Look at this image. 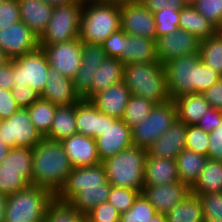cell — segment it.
<instances>
[{
  "instance_id": "obj_52",
  "label": "cell",
  "mask_w": 222,
  "mask_h": 222,
  "mask_svg": "<svg viewBox=\"0 0 222 222\" xmlns=\"http://www.w3.org/2000/svg\"><path fill=\"white\" fill-rule=\"evenodd\" d=\"M20 109L10 90L0 89V120H5Z\"/></svg>"
},
{
  "instance_id": "obj_40",
  "label": "cell",
  "mask_w": 222,
  "mask_h": 222,
  "mask_svg": "<svg viewBox=\"0 0 222 222\" xmlns=\"http://www.w3.org/2000/svg\"><path fill=\"white\" fill-rule=\"evenodd\" d=\"M180 10L165 8L154 13L156 39L170 34L179 28Z\"/></svg>"
},
{
  "instance_id": "obj_11",
  "label": "cell",
  "mask_w": 222,
  "mask_h": 222,
  "mask_svg": "<svg viewBox=\"0 0 222 222\" xmlns=\"http://www.w3.org/2000/svg\"><path fill=\"white\" fill-rule=\"evenodd\" d=\"M44 137L33 124L27 108H20L5 120H0V139L10 148H33Z\"/></svg>"
},
{
  "instance_id": "obj_48",
  "label": "cell",
  "mask_w": 222,
  "mask_h": 222,
  "mask_svg": "<svg viewBox=\"0 0 222 222\" xmlns=\"http://www.w3.org/2000/svg\"><path fill=\"white\" fill-rule=\"evenodd\" d=\"M20 20L18 0H4L0 6V30Z\"/></svg>"
},
{
  "instance_id": "obj_60",
  "label": "cell",
  "mask_w": 222,
  "mask_h": 222,
  "mask_svg": "<svg viewBox=\"0 0 222 222\" xmlns=\"http://www.w3.org/2000/svg\"><path fill=\"white\" fill-rule=\"evenodd\" d=\"M149 222H168V221L166 215L157 213Z\"/></svg>"
},
{
  "instance_id": "obj_18",
  "label": "cell",
  "mask_w": 222,
  "mask_h": 222,
  "mask_svg": "<svg viewBox=\"0 0 222 222\" xmlns=\"http://www.w3.org/2000/svg\"><path fill=\"white\" fill-rule=\"evenodd\" d=\"M142 193L157 213L166 215L189 196L191 189L179 181L165 185L144 186Z\"/></svg>"
},
{
  "instance_id": "obj_63",
  "label": "cell",
  "mask_w": 222,
  "mask_h": 222,
  "mask_svg": "<svg viewBox=\"0 0 222 222\" xmlns=\"http://www.w3.org/2000/svg\"><path fill=\"white\" fill-rule=\"evenodd\" d=\"M185 6H194L197 0H182Z\"/></svg>"
},
{
  "instance_id": "obj_47",
  "label": "cell",
  "mask_w": 222,
  "mask_h": 222,
  "mask_svg": "<svg viewBox=\"0 0 222 222\" xmlns=\"http://www.w3.org/2000/svg\"><path fill=\"white\" fill-rule=\"evenodd\" d=\"M107 57L118 58L124 63V31L119 29L101 43Z\"/></svg>"
},
{
  "instance_id": "obj_56",
  "label": "cell",
  "mask_w": 222,
  "mask_h": 222,
  "mask_svg": "<svg viewBox=\"0 0 222 222\" xmlns=\"http://www.w3.org/2000/svg\"><path fill=\"white\" fill-rule=\"evenodd\" d=\"M12 79V59H10L0 66V89L11 90L13 88Z\"/></svg>"
},
{
  "instance_id": "obj_25",
  "label": "cell",
  "mask_w": 222,
  "mask_h": 222,
  "mask_svg": "<svg viewBox=\"0 0 222 222\" xmlns=\"http://www.w3.org/2000/svg\"><path fill=\"white\" fill-rule=\"evenodd\" d=\"M179 181L180 178L174 159L146 156L144 186L165 185Z\"/></svg>"
},
{
  "instance_id": "obj_1",
  "label": "cell",
  "mask_w": 222,
  "mask_h": 222,
  "mask_svg": "<svg viewBox=\"0 0 222 222\" xmlns=\"http://www.w3.org/2000/svg\"><path fill=\"white\" fill-rule=\"evenodd\" d=\"M111 185L102 163L73 167L56 197L69 202L74 209L86 215L101 203L107 202Z\"/></svg>"
},
{
  "instance_id": "obj_10",
  "label": "cell",
  "mask_w": 222,
  "mask_h": 222,
  "mask_svg": "<svg viewBox=\"0 0 222 222\" xmlns=\"http://www.w3.org/2000/svg\"><path fill=\"white\" fill-rule=\"evenodd\" d=\"M176 119V107L173 100L155 104L147 118L132 128L133 146L147 149L169 129Z\"/></svg>"
},
{
  "instance_id": "obj_43",
  "label": "cell",
  "mask_w": 222,
  "mask_h": 222,
  "mask_svg": "<svg viewBox=\"0 0 222 222\" xmlns=\"http://www.w3.org/2000/svg\"><path fill=\"white\" fill-rule=\"evenodd\" d=\"M140 193V191L131 188L111 186L107 202L111 203L122 214L133 206Z\"/></svg>"
},
{
  "instance_id": "obj_51",
  "label": "cell",
  "mask_w": 222,
  "mask_h": 222,
  "mask_svg": "<svg viewBox=\"0 0 222 222\" xmlns=\"http://www.w3.org/2000/svg\"><path fill=\"white\" fill-rule=\"evenodd\" d=\"M208 158L222 161V121L209 134Z\"/></svg>"
},
{
  "instance_id": "obj_41",
  "label": "cell",
  "mask_w": 222,
  "mask_h": 222,
  "mask_svg": "<svg viewBox=\"0 0 222 222\" xmlns=\"http://www.w3.org/2000/svg\"><path fill=\"white\" fill-rule=\"evenodd\" d=\"M185 149L208 156L209 133L197 125L186 126Z\"/></svg>"
},
{
  "instance_id": "obj_5",
  "label": "cell",
  "mask_w": 222,
  "mask_h": 222,
  "mask_svg": "<svg viewBox=\"0 0 222 222\" xmlns=\"http://www.w3.org/2000/svg\"><path fill=\"white\" fill-rule=\"evenodd\" d=\"M146 149L131 146L115 156L106 158L104 166L111 186L131 188L143 192Z\"/></svg>"
},
{
  "instance_id": "obj_13",
  "label": "cell",
  "mask_w": 222,
  "mask_h": 222,
  "mask_svg": "<svg viewBox=\"0 0 222 222\" xmlns=\"http://www.w3.org/2000/svg\"><path fill=\"white\" fill-rule=\"evenodd\" d=\"M97 153L101 162L133 146L132 129L122 119L106 114V128L95 138Z\"/></svg>"
},
{
  "instance_id": "obj_35",
  "label": "cell",
  "mask_w": 222,
  "mask_h": 222,
  "mask_svg": "<svg viewBox=\"0 0 222 222\" xmlns=\"http://www.w3.org/2000/svg\"><path fill=\"white\" fill-rule=\"evenodd\" d=\"M199 54L201 60L222 77V33L217 31L201 40Z\"/></svg>"
},
{
  "instance_id": "obj_17",
  "label": "cell",
  "mask_w": 222,
  "mask_h": 222,
  "mask_svg": "<svg viewBox=\"0 0 222 222\" xmlns=\"http://www.w3.org/2000/svg\"><path fill=\"white\" fill-rule=\"evenodd\" d=\"M107 58L101 44L83 43L82 63L78 73L72 78L75 93L80 99H91V81L95 70Z\"/></svg>"
},
{
  "instance_id": "obj_22",
  "label": "cell",
  "mask_w": 222,
  "mask_h": 222,
  "mask_svg": "<svg viewBox=\"0 0 222 222\" xmlns=\"http://www.w3.org/2000/svg\"><path fill=\"white\" fill-rule=\"evenodd\" d=\"M130 97L131 92L122 80L114 83L108 89L98 92L90 99V101L102 113L122 119Z\"/></svg>"
},
{
  "instance_id": "obj_57",
  "label": "cell",
  "mask_w": 222,
  "mask_h": 222,
  "mask_svg": "<svg viewBox=\"0 0 222 222\" xmlns=\"http://www.w3.org/2000/svg\"><path fill=\"white\" fill-rule=\"evenodd\" d=\"M7 195L0 193V222H4Z\"/></svg>"
},
{
  "instance_id": "obj_7",
  "label": "cell",
  "mask_w": 222,
  "mask_h": 222,
  "mask_svg": "<svg viewBox=\"0 0 222 222\" xmlns=\"http://www.w3.org/2000/svg\"><path fill=\"white\" fill-rule=\"evenodd\" d=\"M200 59V54L196 53L171 59L164 64L170 100L191 93H199Z\"/></svg>"
},
{
  "instance_id": "obj_32",
  "label": "cell",
  "mask_w": 222,
  "mask_h": 222,
  "mask_svg": "<svg viewBox=\"0 0 222 222\" xmlns=\"http://www.w3.org/2000/svg\"><path fill=\"white\" fill-rule=\"evenodd\" d=\"M214 192H222V161L209 158L191 193L198 196Z\"/></svg>"
},
{
  "instance_id": "obj_29",
  "label": "cell",
  "mask_w": 222,
  "mask_h": 222,
  "mask_svg": "<svg viewBox=\"0 0 222 222\" xmlns=\"http://www.w3.org/2000/svg\"><path fill=\"white\" fill-rule=\"evenodd\" d=\"M208 156L198 154L194 151L184 149L175 158L180 182L190 189L195 185L197 179L205 167Z\"/></svg>"
},
{
  "instance_id": "obj_6",
  "label": "cell",
  "mask_w": 222,
  "mask_h": 222,
  "mask_svg": "<svg viewBox=\"0 0 222 222\" xmlns=\"http://www.w3.org/2000/svg\"><path fill=\"white\" fill-rule=\"evenodd\" d=\"M54 195L46 189L28 186L7 196L4 222H44L47 206Z\"/></svg>"
},
{
  "instance_id": "obj_24",
  "label": "cell",
  "mask_w": 222,
  "mask_h": 222,
  "mask_svg": "<svg viewBox=\"0 0 222 222\" xmlns=\"http://www.w3.org/2000/svg\"><path fill=\"white\" fill-rule=\"evenodd\" d=\"M20 18L38 37L45 31L54 6L43 0H18Z\"/></svg>"
},
{
  "instance_id": "obj_45",
  "label": "cell",
  "mask_w": 222,
  "mask_h": 222,
  "mask_svg": "<svg viewBox=\"0 0 222 222\" xmlns=\"http://www.w3.org/2000/svg\"><path fill=\"white\" fill-rule=\"evenodd\" d=\"M194 7L217 29L222 25V0H197Z\"/></svg>"
},
{
  "instance_id": "obj_31",
  "label": "cell",
  "mask_w": 222,
  "mask_h": 222,
  "mask_svg": "<svg viewBox=\"0 0 222 222\" xmlns=\"http://www.w3.org/2000/svg\"><path fill=\"white\" fill-rule=\"evenodd\" d=\"M76 133L78 132L76 127L75 105L56 107L51 128L44 138L61 142Z\"/></svg>"
},
{
  "instance_id": "obj_65",
  "label": "cell",
  "mask_w": 222,
  "mask_h": 222,
  "mask_svg": "<svg viewBox=\"0 0 222 222\" xmlns=\"http://www.w3.org/2000/svg\"><path fill=\"white\" fill-rule=\"evenodd\" d=\"M218 31H219L220 33H222V25L220 26V28L218 29Z\"/></svg>"
},
{
  "instance_id": "obj_14",
  "label": "cell",
  "mask_w": 222,
  "mask_h": 222,
  "mask_svg": "<svg viewBox=\"0 0 222 222\" xmlns=\"http://www.w3.org/2000/svg\"><path fill=\"white\" fill-rule=\"evenodd\" d=\"M39 47V37L21 20L0 30V49L15 59Z\"/></svg>"
},
{
  "instance_id": "obj_42",
  "label": "cell",
  "mask_w": 222,
  "mask_h": 222,
  "mask_svg": "<svg viewBox=\"0 0 222 222\" xmlns=\"http://www.w3.org/2000/svg\"><path fill=\"white\" fill-rule=\"evenodd\" d=\"M28 186L30 185L23 179V171L6 170L0 165V193L8 196Z\"/></svg>"
},
{
  "instance_id": "obj_16",
  "label": "cell",
  "mask_w": 222,
  "mask_h": 222,
  "mask_svg": "<svg viewBox=\"0 0 222 222\" xmlns=\"http://www.w3.org/2000/svg\"><path fill=\"white\" fill-rule=\"evenodd\" d=\"M200 42L193 34L178 28L156 39L158 61L164 65L171 59L199 53Z\"/></svg>"
},
{
  "instance_id": "obj_30",
  "label": "cell",
  "mask_w": 222,
  "mask_h": 222,
  "mask_svg": "<svg viewBox=\"0 0 222 222\" xmlns=\"http://www.w3.org/2000/svg\"><path fill=\"white\" fill-rule=\"evenodd\" d=\"M178 24L180 29L193 34L200 41L214 35L218 31L194 6H184L180 10Z\"/></svg>"
},
{
  "instance_id": "obj_38",
  "label": "cell",
  "mask_w": 222,
  "mask_h": 222,
  "mask_svg": "<svg viewBox=\"0 0 222 222\" xmlns=\"http://www.w3.org/2000/svg\"><path fill=\"white\" fill-rule=\"evenodd\" d=\"M154 106L155 103L150 100L131 95L122 120L132 129L147 118Z\"/></svg>"
},
{
  "instance_id": "obj_2",
  "label": "cell",
  "mask_w": 222,
  "mask_h": 222,
  "mask_svg": "<svg viewBox=\"0 0 222 222\" xmlns=\"http://www.w3.org/2000/svg\"><path fill=\"white\" fill-rule=\"evenodd\" d=\"M32 153V185L56 196L73 168L62 143L43 138L32 148Z\"/></svg>"
},
{
  "instance_id": "obj_12",
  "label": "cell",
  "mask_w": 222,
  "mask_h": 222,
  "mask_svg": "<svg viewBox=\"0 0 222 222\" xmlns=\"http://www.w3.org/2000/svg\"><path fill=\"white\" fill-rule=\"evenodd\" d=\"M39 47L43 49L49 66L57 69L62 75L73 78L78 73L83 48V42L79 38Z\"/></svg>"
},
{
  "instance_id": "obj_33",
  "label": "cell",
  "mask_w": 222,
  "mask_h": 222,
  "mask_svg": "<svg viewBox=\"0 0 222 222\" xmlns=\"http://www.w3.org/2000/svg\"><path fill=\"white\" fill-rule=\"evenodd\" d=\"M32 161V148L13 147L9 149V152L6 158L2 161L1 166L6 170L23 171V179L29 185H32Z\"/></svg>"
},
{
  "instance_id": "obj_36",
  "label": "cell",
  "mask_w": 222,
  "mask_h": 222,
  "mask_svg": "<svg viewBox=\"0 0 222 222\" xmlns=\"http://www.w3.org/2000/svg\"><path fill=\"white\" fill-rule=\"evenodd\" d=\"M85 219L86 215L74 209L69 202L54 196L47 206L44 222H83Z\"/></svg>"
},
{
  "instance_id": "obj_3",
  "label": "cell",
  "mask_w": 222,
  "mask_h": 222,
  "mask_svg": "<svg viewBox=\"0 0 222 222\" xmlns=\"http://www.w3.org/2000/svg\"><path fill=\"white\" fill-rule=\"evenodd\" d=\"M120 5L110 0L84 1L80 17L79 39L101 44L121 29Z\"/></svg>"
},
{
  "instance_id": "obj_66",
  "label": "cell",
  "mask_w": 222,
  "mask_h": 222,
  "mask_svg": "<svg viewBox=\"0 0 222 222\" xmlns=\"http://www.w3.org/2000/svg\"><path fill=\"white\" fill-rule=\"evenodd\" d=\"M81 1H83V2H84V1H98V0H81Z\"/></svg>"
},
{
  "instance_id": "obj_54",
  "label": "cell",
  "mask_w": 222,
  "mask_h": 222,
  "mask_svg": "<svg viewBox=\"0 0 222 222\" xmlns=\"http://www.w3.org/2000/svg\"><path fill=\"white\" fill-rule=\"evenodd\" d=\"M202 95L212 108L222 110V77Z\"/></svg>"
},
{
  "instance_id": "obj_20",
  "label": "cell",
  "mask_w": 222,
  "mask_h": 222,
  "mask_svg": "<svg viewBox=\"0 0 222 222\" xmlns=\"http://www.w3.org/2000/svg\"><path fill=\"white\" fill-rule=\"evenodd\" d=\"M40 97L57 107L75 105L80 100L74 91L72 78L62 75L51 66L49 67L45 89Z\"/></svg>"
},
{
  "instance_id": "obj_59",
  "label": "cell",
  "mask_w": 222,
  "mask_h": 222,
  "mask_svg": "<svg viewBox=\"0 0 222 222\" xmlns=\"http://www.w3.org/2000/svg\"><path fill=\"white\" fill-rule=\"evenodd\" d=\"M10 147H8L1 139H0V165L2 161L6 158Z\"/></svg>"
},
{
  "instance_id": "obj_23",
  "label": "cell",
  "mask_w": 222,
  "mask_h": 222,
  "mask_svg": "<svg viewBox=\"0 0 222 222\" xmlns=\"http://www.w3.org/2000/svg\"><path fill=\"white\" fill-rule=\"evenodd\" d=\"M77 132L95 139L106 128V114L102 113L90 100L80 99L75 104Z\"/></svg>"
},
{
  "instance_id": "obj_50",
  "label": "cell",
  "mask_w": 222,
  "mask_h": 222,
  "mask_svg": "<svg viewBox=\"0 0 222 222\" xmlns=\"http://www.w3.org/2000/svg\"><path fill=\"white\" fill-rule=\"evenodd\" d=\"M221 76L208 67L201 59L199 60V93L202 94L214 85Z\"/></svg>"
},
{
  "instance_id": "obj_37",
  "label": "cell",
  "mask_w": 222,
  "mask_h": 222,
  "mask_svg": "<svg viewBox=\"0 0 222 222\" xmlns=\"http://www.w3.org/2000/svg\"><path fill=\"white\" fill-rule=\"evenodd\" d=\"M56 107L50 101L44 100L41 97L31 106L27 107L33 124L43 137L48 134L51 128Z\"/></svg>"
},
{
  "instance_id": "obj_64",
  "label": "cell",
  "mask_w": 222,
  "mask_h": 222,
  "mask_svg": "<svg viewBox=\"0 0 222 222\" xmlns=\"http://www.w3.org/2000/svg\"><path fill=\"white\" fill-rule=\"evenodd\" d=\"M204 222H222V221H219L218 219L217 220L204 219Z\"/></svg>"
},
{
  "instance_id": "obj_58",
  "label": "cell",
  "mask_w": 222,
  "mask_h": 222,
  "mask_svg": "<svg viewBox=\"0 0 222 222\" xmlns=\"http://www.w3.org/2000/svg\"><path fill=\"white\" fill-rule=\"evenodd\" d=\"M43 1L53 6H60V5L72 4V3L78 2L79 0H43Z\"/></svg>"
},
{
  "instance_id": "obj_8",
  "label": "cell",
  "mask_w": 222,
  "mask_h": 222,
  "mask_svg": "<svg viewBox=\"0 0 222 222\" xmlns=\"http://www.w3.org/2000/svg\"><path fill=\"white\" fill-rule=\"evenodd\" d=\"M83 1L54 6L52 17L39 37V46L73 41L79 38L80 17Z\"/></svg>"
},
{
  "instance_id": "obj_9",
  "label": "cell",
  "mask_w": 222,
  "mask_h": 222,
  "mask_svg": "<svg viewBox=\"0 0 222 222\" xmlns=\"http://www.w3.org/2000/svg\"><path fill=\"white\" fill-rule=\"evenodd\" d=\"M49 67L41 47L12 59L13 86H30L41 95L48 80Z\"/></svg>"
},
{
  "instance_id": "obj_55",
  "label": "cell",
  "mask_w": 222,
  "mask_h": 222,
  "mask_svg": "<svg viewBox=\"0 0 222 222\" xmlns=\"http://www.w3.org/2000/svg\"><path fill=\"white\" fill-rule=\"evenodd\" d=\"M142 4L152 13L165 8L181 10L185 6L182 0H143Z\"/></svg>"
},
{
  "instance_id": "obj_39",
  "label": "cell",
  "mask_w": 222,
  "mask_h": 222,
  "mask_svg": "<svg viewBox=\"0 0 222 222\" xmlns=\"http://www.w3.org/2000/svg\"><path fill=\"white\" fill-rule=\"evenodd\" d=\"M157 212L148 199L140 193L133 206L120 215V222H149Z\"/></svg>"
},
{
  "instance_id": "obj_49",
  "label": "cell",
  "mask_w": 222,
  "mask_h": 222,
  "mask_svg": "<svg viewBox=\"0 0 222 222\" xmlns=\"http://www.w3.org/2000/svg\"><path fill=\"white\" fill-rule=\"evenodd\" d=\"M10 91L16 104L20 106V108H27L40 98V94H38L30 86L27 87L13 86V88Z\"/></svg>"
},
{
  "instance_id": "obj_44",
  "label": "cell",
  "mask_w": 222,
  "mask_h": 222,
  "mask_svg": "<svg viewBox=\"0 0 222 222\" xmlns=\"http://www.w3.org/2000/svg\"><path fill=\"white\" fill-rule=\"evenodd\" d=\"M204 219L222 221V192L198 195Z\"/></svg>"
},
{
  "instance_id": "obj_34",
  "label": "cell",
  "mask_w": 222,
  "mask_h": 222,
  "mask_svg": "<svg viewBox=\"0 0 222 222\" xmlns=\"http://www.w3.org/2000/svg\"><path fill=\"white\" fill-rule=\"evenodd\" d=\"M166 217L168 222H204L201 202L192 193L170 210Z\"/></svg>"
},
{
  "instance_id": "obj_15",
  "label": "cell",
  "mask_w": 222,
  "mask_h": 222,
  "mask_svg": "<svg viewBox=\"0 0 222 222\" xmlns=\"http://www.w3.org/2000/svg\"><path fill=\"white\" fill-rule=\"evenodd\" d=\"M121 29L127 35L148 38L156 41L154 13L142 3L120 5Z\"/></svg>"
},
{
  "instance_id": "obj_53",
  "label": "cell",
  "mask_w": 222,
  "mask_h": 222,
  "mask_svg": "<svg viewBox=\"0 0 222 222\" xmlns=\"http://www.w3.org/2000/svg\"><path fill=\"white\" fill-rule=\"evenodd\" d=\"M222 121V110L209 108L202 119L196 124L207 133H211Z\"/></svg>"
},
{
  "instance_id": "obj_19",
  "label": "cell",
  "mask_w": 222,
  "mask_h": 222,
  "mask_svg": "<svg viewBox=\"0 0 222 222\" xmlns=\"http://www.w3.org/2000/svg\"><path fill=\"white\" fill-rule=\"evenodd\" d=\"M186 125L175 120L169 129L147 149V155L156 158L174 159L185 149Z\"/></svg>"
},
{
  "instance_id": "obj_28",
  "label": "cell",
  "mask_w": 222,
  "mask_h": 222,
  "mask_svg": "<svg viewBox=\"0 0 222 222\" xmlns=\"http://www.w3.org/2000/svg\"><path fill=\"white\" fill-rule=\"evenodd\" d=\"M125 64L118 58L107 57L95 70L91 81V98L114 83L123 80Z\"/></svg>"
},
{
  "instance_id": "obj_4",
  "label": "cell",
  "mask_w": 222,
  "mask_h": 222,
  "mask_svg": "<svg viewBox=\"0 0 222 222\" xmlns=\"http://www.w3.org/2000/svg\"><path fill=\"white\" fill-rule=\"evenodd\" d=\"M123 81L131 95L150 100L155 104L170 100L166 69L160 62L125 64Z\"/></svg>"
},
{
  "instance_id": "obj_62",
  "label": "cell",
  "mask_w": 222,
  "mask_h": 222,
  "mask_svg": "<svg viewBox=\"0 0 222 222\" xmlns=\"http://www.w3.org/2000/svg\"><path fill=\"white\" fill-rule=\"evenodd\" d=\"M10 59L6 56V54L0 49V66L7 63Z\"/></svg>"
},
{
  "instance_id": "obj_21",
  "label": "cell",
  "mask_w": 222,
  "mask_h": 222,
  "mask_svg": "<svg viewBox=\"0 0 222 222\" xmlns=\"http://www.w3.org/2000/svg\"><path fill=\"white\" fill-rule=\"evenodd\" d=\"M73 167L93 166L101 163L96 141L92 137L76 133L61 141Z\"/></svg>"
},
{
  "instance_id": "obj_46",
  "label": "cell",
  "mask_w": 222,
  "mask_h": 222,
  "mask_svg": "<svg viewBox=\"0 0 222 222\" xmlns=\"http://www.w3.org/2000/svg\"><path fill=\"white\" fill-rule=\"evenodd\" d=\"M120 215L111 203L104 202L88 212L86 219L90 222H120Z\"/></svg>"
},
{
  "instance_id": "obj_27",
  "label": "cell",
  "mask_w": 222,
  "mask_h": 222,
  "mask_svg": "<svg viewBox=\"0 0 222 222\" xmlns=\"http://www.w3.org/2000/svg\"><path fill=\"white\" fill-rule=\"evenodd\" d=\"M176 107L177 120L186 126L196 125L211 108L209 102L200 93H191L173 100Z\"/></svg>"
},
{
  "instance_id": "obj_61",
  "label": "cell",
  "mask_w": 222,
  "mask_h": 222,
  "mask_svg": "<svg viewBox=\"0 0 222 222\" xmlns=\"http://www.w3.org/2000/svg\"><path fill=\"white\" fill-rule=\"evenodd\" d=\"M112 2H115L119 5H122V4H135V3H142L143 0H110Z\"/></svg>"
},
{
  "instance_id": "obj_26",
  "label": "cell",
  "mask_w": 222,
  "mask_h": 222,
  "mask_svg": "<svg viewBox=\"0 0 222 222\" xmlns=\"http://www.w3.org/2000/svg\"><path fill=\"white\" fill-rule=\"evenodd\" d=\"M138 62H159L156 54V41L135 35H127L124 32V64Z\"/></svg>"
}]
</instances>
